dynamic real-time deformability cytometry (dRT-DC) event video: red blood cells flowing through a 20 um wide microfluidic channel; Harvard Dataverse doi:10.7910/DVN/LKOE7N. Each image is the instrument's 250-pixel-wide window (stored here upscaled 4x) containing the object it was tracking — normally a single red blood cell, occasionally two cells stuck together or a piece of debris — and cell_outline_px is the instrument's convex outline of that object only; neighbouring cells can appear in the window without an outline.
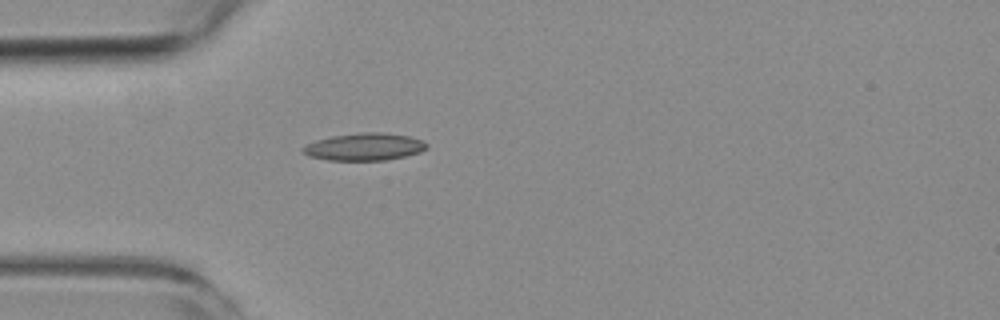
{"species": "common noctule bat (a hibernating species)", "species_latin": "Nyctalus noctula", "temperature_condition": "room temperature", "stored_images_in_passage": 4, "camera_frame_rate_fps": 3000, "um_per_image_px": 0.085, "animal": {"sex": "female", "body_mass_g": 19.3, "forearm_length_mm": 54.1}, "frame": {"image": 1, "passage_image": 4, "time_ms": 5.0, "image_size_px": [1000, 320], "cell_outline_px": [[428, 148], [420, 152], [404, 156], [384, 160], [328, 160], [308, 156], [300, 148], [316, 140], [332, 136], [360, 132], [380, 132], [408, 136], [424, 140], [428, 144]], "centroid_in_image_um": [30.99, 12.47], "position_along_channel_um": 54.0, "area_um2": 19.71}}